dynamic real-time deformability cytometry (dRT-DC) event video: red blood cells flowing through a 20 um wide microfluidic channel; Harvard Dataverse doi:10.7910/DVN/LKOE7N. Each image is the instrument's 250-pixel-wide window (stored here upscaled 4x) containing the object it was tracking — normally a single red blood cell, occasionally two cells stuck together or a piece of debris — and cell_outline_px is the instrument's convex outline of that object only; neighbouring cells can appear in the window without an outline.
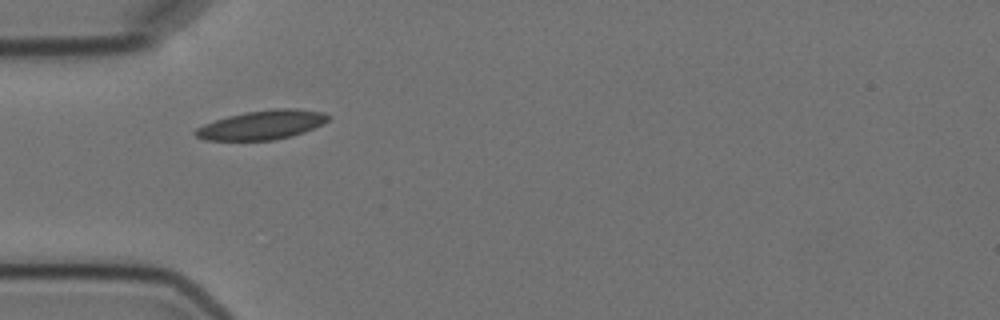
{"species": "Egyptian fruit bat (a non-hibernating species)", "species_latin": "Rousettus aegyptiacus", "temperature_condition": "cold", "stored_images_in_passage": 14, "camera_frame_rate_fps": 3000, "um_per_image_px": 0.085, "animal": {"sex": "female"}, "frame": {"image": 1, "passage_image": 4, "time_ms": 5.0, "image_size_px": [1000, 320], "cell_outline_px": [[332, 116], [324, 124], [304, 132], [292, 136], [272, 140], [204, 140], [196, 136], [192, 132], [196, 128], [204, 124], [228, 116], [244, 112], [276, 108], [296, 108], [324, 112]], "centroid_in_image_um": [22.3, 10.61], "position_along_channel_um": 62.7, "area_um2": 22.72}}
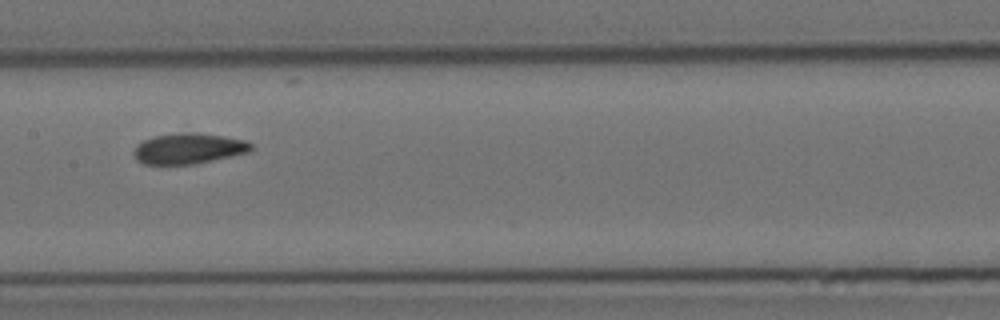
{"frame": {"image": 2, "passage_image": 7, "time_ms": 8.667, "image_size_px": [1000, 320], "cell_outline_px": [[256, 148], [248, 152], [212, 160], [192, 164], [144, 164], [136, 160], [132, 152], [136, 144], [144, 140], [156, 136], [180, 132], [224, 136], [248, 140]], "centroid_in_image_um": [16.03, 12.63], "position_along_channel_um": 191.4, "area_um2": 20.87}}
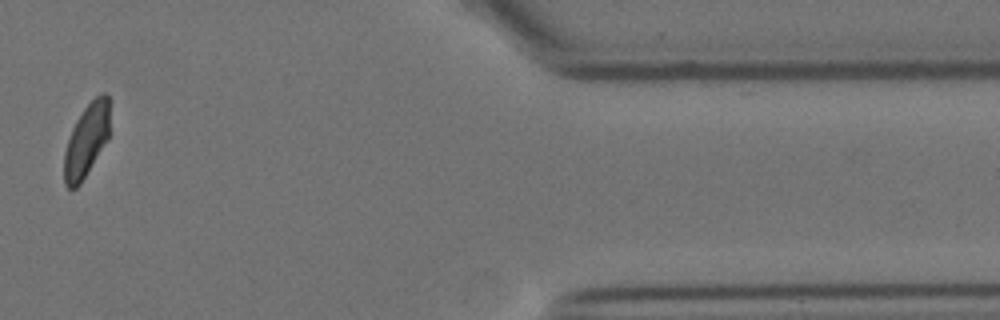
{"frame": {"image": 3, "passage_image": 13, "time_ms": 16.0, "image_size_px": [1000, 320], "cell_outline_px": [[108, 140], [80, 184], [76, 188], [68, 188], [64, 184], [64, 152], [72, 128], [76, 120], [84, 108], [100, 92], [104, 92], [108, 96]], "centroid_in_image_um": [7.33, 11.95], "position_along_channel_um": 404.1, "area_um2": 19.19}, "authors_computed_cell_mechanics": {"area_um2": 20.8369, "velocity_mm_per_s": 3.5416, "shape_relaxation_time_tau1_ms": 6.6704, "shape_relaxation_time_tau2_ms": 3.7236, "deformation_change_tau1": 0.1301, "deformation_change_tau2": 0.0627}}